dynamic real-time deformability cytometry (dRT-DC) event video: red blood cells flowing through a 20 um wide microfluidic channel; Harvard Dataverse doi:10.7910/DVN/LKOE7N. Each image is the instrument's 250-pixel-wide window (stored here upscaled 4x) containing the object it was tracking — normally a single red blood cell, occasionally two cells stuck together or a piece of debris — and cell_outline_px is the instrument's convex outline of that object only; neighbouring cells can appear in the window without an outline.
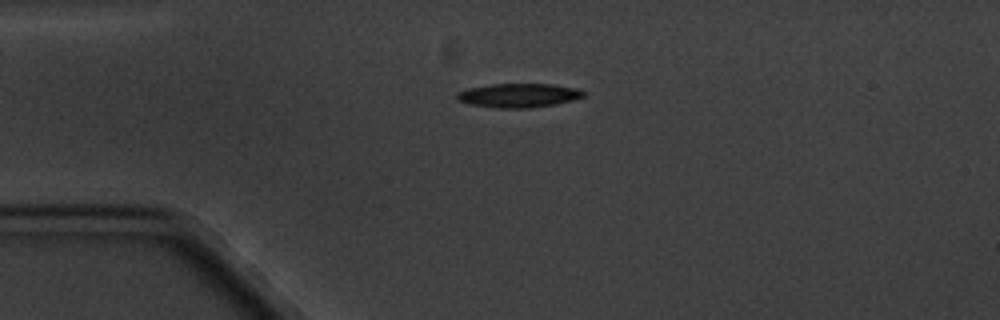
{"species": "common noctule bat (a hibernating species)", "species_latin": "Nyctalus noctula", "temperature_condition": "cold", "stored_images_in_passage": 1, "camera_frame_rate_fps": 3000, "um_per_image_px": 0.085, "animal": {"sex": "male", "body_mass_g": 20.1, "forearm_length_mm": 53.5}, "frame": {"image": 1, "passage_image": 1, "time_ms": 0.0, "image_size_px": [1000, 320], "cell_outline_px": [[584, 96], [572, 100], [556, 104], [528, 108], [500, 108], [468, 104], [460, 100], [456, 96], [456, 92], [468, 88], [492, 84], [552, 84], [576, 88], [584, 92]], "centroid_in_image_um": [44.07, 8.1], "position_along_channel_um": 40.9, "area_um2": 17.57}}